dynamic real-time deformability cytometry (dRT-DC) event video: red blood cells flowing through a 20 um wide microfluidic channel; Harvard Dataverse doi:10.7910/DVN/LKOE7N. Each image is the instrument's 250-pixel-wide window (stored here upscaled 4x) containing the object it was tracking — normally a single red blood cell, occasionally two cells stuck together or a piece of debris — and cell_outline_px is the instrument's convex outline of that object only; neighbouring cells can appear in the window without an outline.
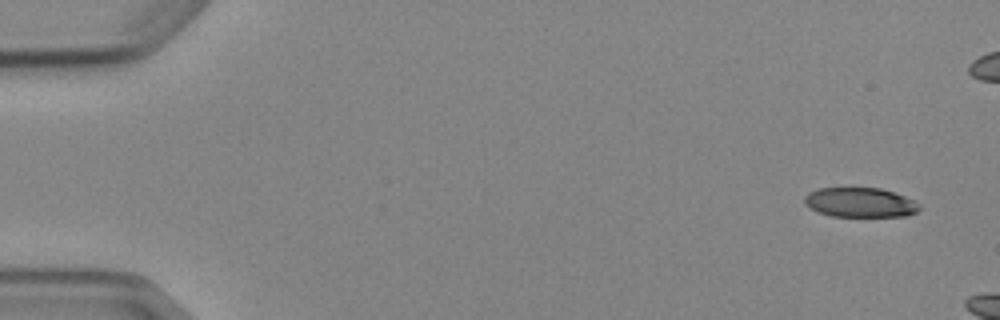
{"species": "Egyptian fruit bat (a non-hibernating species)", "species_latin": "Rousettus aegyptiacus", "temperature_condition": "cold", "stored_images_in_passage": 3, "camera_frame_rate_fps": 3000, "um_per_image_px": 0.085, "animal": {"sex": "female"}, "frame": {"image": 1, "passage_image": 1, "time_ms": 0.0, "image_size_px": [1000, 320], "cell_outline_px": [[920, 208], [916, 212], [908, 216], [832, 216], [820, 212], [804, 204], [804, 196], [808, 192], [820, 188], [880, 188], [904, 196], [920, 204]], "centroid_in_image_um": [73.11, 17.21], "position_along_channel_um": 11.9, "area_um2": 19.65}}